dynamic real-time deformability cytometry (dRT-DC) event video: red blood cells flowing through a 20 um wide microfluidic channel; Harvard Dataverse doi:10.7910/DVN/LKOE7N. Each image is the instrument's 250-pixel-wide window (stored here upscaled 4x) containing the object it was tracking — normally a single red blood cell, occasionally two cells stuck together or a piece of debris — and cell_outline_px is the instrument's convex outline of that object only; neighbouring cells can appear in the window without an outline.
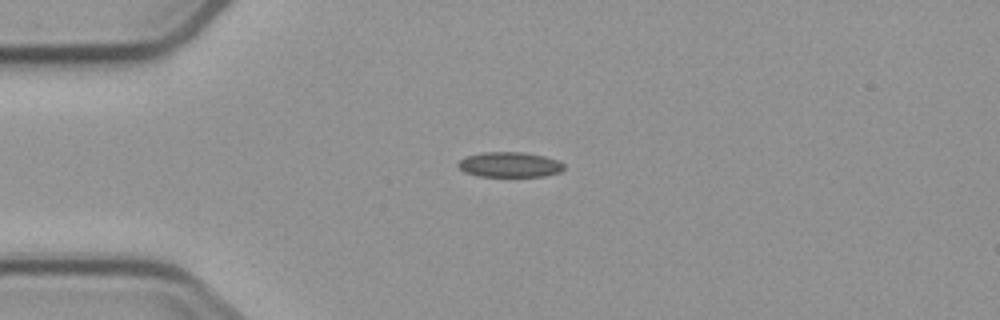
{"species": "common noctule bat (a hibernating species)", "species_latin": "Nyctalus noctula", "temperature_condition": "cold", "stored_images_in_passage": 6, "segment_of_instrument_passage": [1, 2], "camera_frame_rate_fps": 3000, "um_per_image_px": 0.085, "animal": {"sex": "male", "body_mass_g": 23.1, "forearm_length_mm": 52.7}, "frame": {"image": 1, "passage_image": 4, "time_ms": 3.667, "image_size_px": [1000, 320], "cell_outline_px": [[564, 168], [560, 172], [544, 176], [476, 176], [464, 172], [456, 164], [464, 156], [484, 152], [524, 152], [544, 156], [560, 160], [564, 164]], "centroid_in_image_um": [43.31, 13.99], "position_along_channel_um": 41.7, "area_um2": 15.66}}